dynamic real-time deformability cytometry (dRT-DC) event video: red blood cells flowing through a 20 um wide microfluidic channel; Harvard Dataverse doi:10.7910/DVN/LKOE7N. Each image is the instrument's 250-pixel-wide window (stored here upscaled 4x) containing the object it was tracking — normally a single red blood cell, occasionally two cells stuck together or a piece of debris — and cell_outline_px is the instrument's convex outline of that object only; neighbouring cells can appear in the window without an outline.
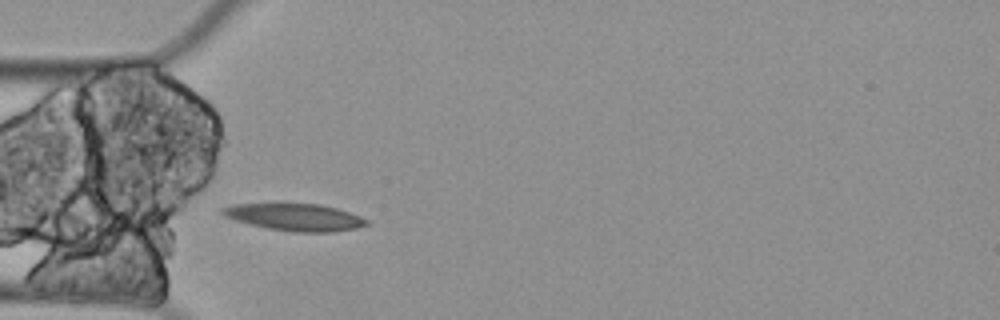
{"species": "Egyptian fruit bat (a non-hibernating species)", "species_latin": "Rousettus aegyptiacus", "temperature_condition": "cold", "stored_images_in_passage": 4, "camera_frame_rate_fps": 3000, "um_per_image_px": 0.085, "animal": {"sex": "female"}, "frame": {"image": 1, "passage_image": 4, "time_ms": 1.0, "image_size_px": [1000, 320], "cell_outline_px": [[368, 224], [356, 228], [332, 232], [296, 232], [268, 228], [248, 224], [224, 216], [220, 212], [220, 208], [232, 204], [280, 200], [320, 204], [336, 208], [360, 216], [368, 220]], "centroid_in_image_um": [24.97, 18.39], "position_along_channel_um": 60.0, "area_um2": 23.87}}